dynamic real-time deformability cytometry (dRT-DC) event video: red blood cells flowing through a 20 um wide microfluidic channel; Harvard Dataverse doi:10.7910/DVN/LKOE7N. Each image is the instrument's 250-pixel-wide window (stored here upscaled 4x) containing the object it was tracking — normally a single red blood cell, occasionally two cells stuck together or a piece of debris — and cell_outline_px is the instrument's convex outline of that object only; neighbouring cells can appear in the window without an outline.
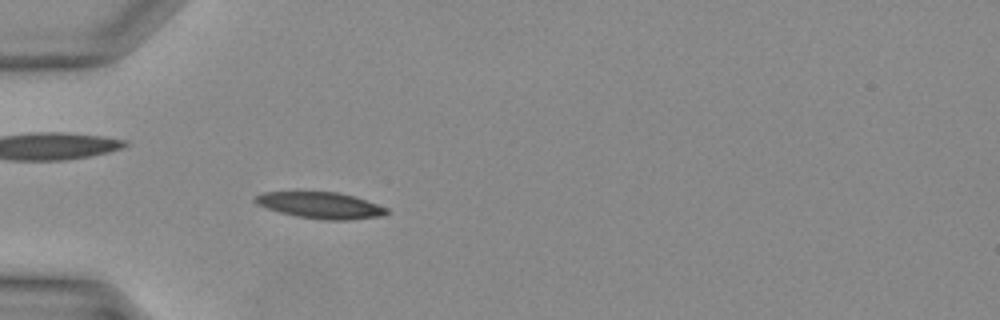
{"species": "Egyptian fruit bat (a non-hibernating species)", "species_latin": "Rousettus aegyptiacus", "temperature_condition": "warm", "stored_images_in_passage": 39, "camera_frame_rate_fps": 3000, "um_per_image_px": 0.085, "animal": {"sex": "female"}, "frame": {"image": 1, "passage_image": 12, "time_ms": 3.667, "image_size_px": [1000, 320], "cell_outline_px": [[388, 212], [380, 216], [348, 220], [328, 220], [296, 216], [280, 212], [256, 204], [252, 200], [252, 196], [264, 192], [336, 192], [356, 196], [388, 208]], "centroid_in_image_um": [27.22, 17.44], "position_along_channel_um": 57.8, "area_um2": 20.17}}
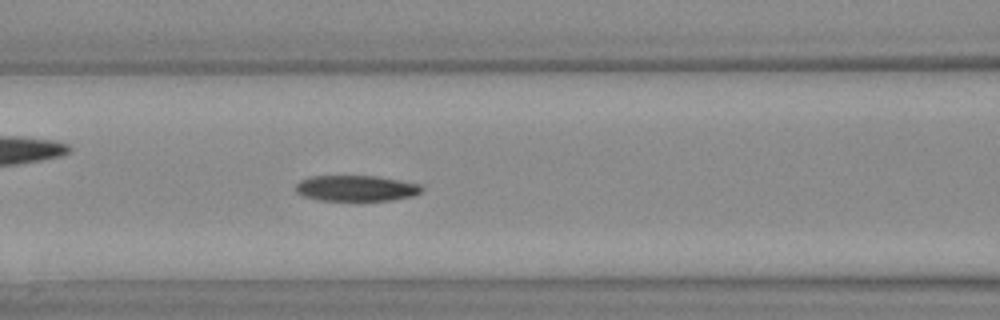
{"frame": {"image": 2, "passage_image": 17, "time_ms": 5.333, "image_size_px": [1000, 320], "cell_outline_px": [[424, 188], [420, 192], [412, 196], [392, 200], [356, 204], [316, 200], [304, 196], [296, 192], [296, 184], [300, 180], [312, 176], [376, 176], [420, 184]], "centroid_in_image_um": [30.25, 16.06], "position_along_channel_um": 136.3, "area_um2": 19.94}}
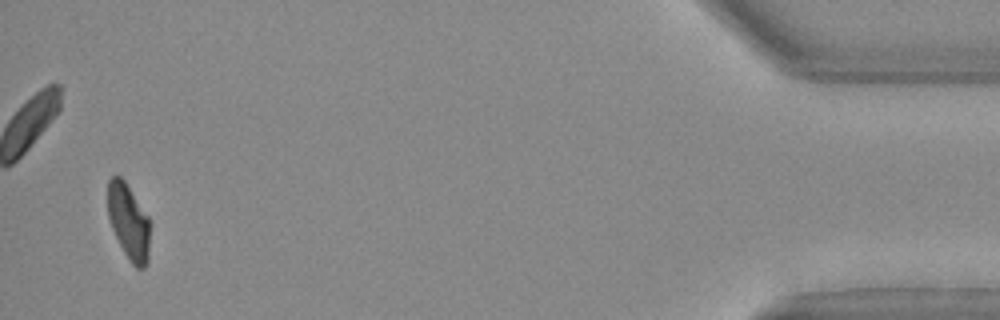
{"frame": {"image": 3, "passage_image": 38, "time_ms": 12.333, "image_size_px": [1000, 320], "cell_outline_px": [[148, 260], [144, 268], [136, 268], [132, 264], [124, 252], [112, 228], [108, 216], [108, 180], [116, 172], [124, 180], [148, 216]], "centroid_in_image_um": [10.91, 18.81], "position_along_channel_um": 424.3, "area_um2": 18.26}}